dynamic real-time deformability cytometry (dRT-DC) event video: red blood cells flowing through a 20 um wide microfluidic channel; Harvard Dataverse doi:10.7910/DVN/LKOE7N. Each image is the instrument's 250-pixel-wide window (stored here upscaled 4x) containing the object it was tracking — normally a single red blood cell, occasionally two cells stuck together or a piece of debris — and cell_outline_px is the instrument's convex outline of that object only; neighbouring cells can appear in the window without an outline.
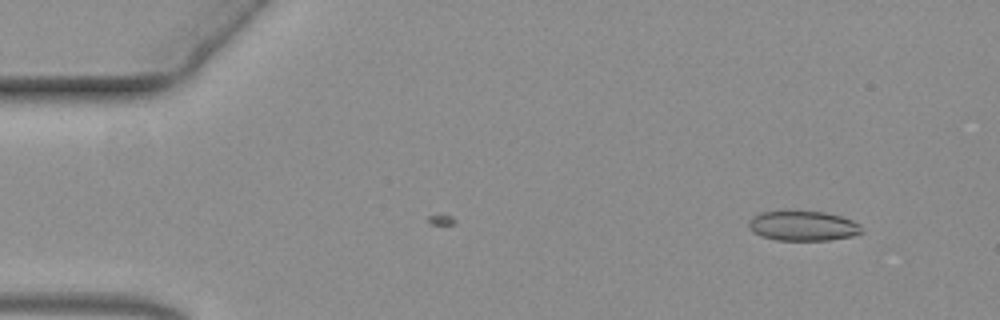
{"species": "common noctule bat (a hibernating species)", "species_latin": "Nyctalus noctula", "temperature_condition": "warm", "stored_images_in_passage": 12, "camera_frame_rate_fps": 3000, "um_per_image_px": 0.085, "animal": {"sex": "female", "body_mass_g": 19.3, "forearm_length_mm": 54.1}, "frame": {"image": 1, "passage_image": 12, "time_ms": 3.667, "image_size_px": [1000, 320], "cell_outline_px": [[864, 232], [852, 236], [828, 240], [776, 240], [760, 236], [752, 232], [748, 224], [748, 220], [752, 216], [760, 212], [824, 212], [840, 216], [852, 220], [860, 224]], "centroid_in_image_um": [68.24, 19.21], "position_along_channel_um": 16.8, "area_um2": 19.59}}